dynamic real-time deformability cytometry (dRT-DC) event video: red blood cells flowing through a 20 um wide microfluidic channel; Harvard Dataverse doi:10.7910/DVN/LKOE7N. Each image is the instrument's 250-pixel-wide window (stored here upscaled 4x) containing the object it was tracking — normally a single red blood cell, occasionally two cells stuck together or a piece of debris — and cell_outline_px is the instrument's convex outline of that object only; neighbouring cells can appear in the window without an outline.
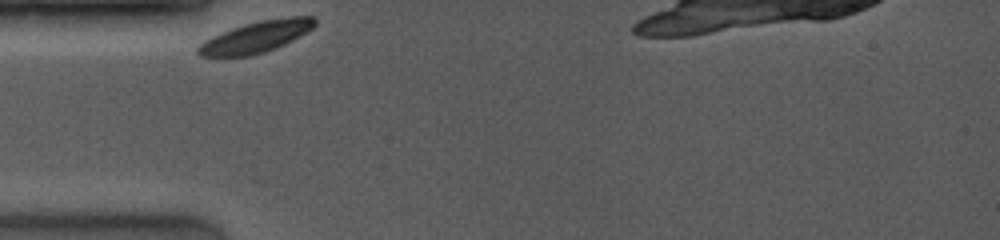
{"species": "common noctule bat (a hibernating species)", "species_latin": "Nyctalus noctula", "temperature_condition": "room temperature", "stored_images_in_passage": 4, "camera_frame_rate_fps": 4000, "um_per_image_px": 0.085, "animal": {"sex": "female", "body_mass_g": 19.0, "forearm_length_mm": 53.3}, "frame": {"image": 1, "passage_image": 1, "time_ms": 0.0, "image_size_px": [1000, 240], "cell_outline_px": [[316, 24], [312, 28], [300, 36], [276, 48], [264, 52], [248, 56], [200, 56], [196, 52], [196, 48], [204, 40], [212, 36], [232, 28], [244, 24], [260, 20], [288, 16], [312, 16], [316, 20]], "centroid_in_image_um": [21.77, 3.12], "position_along_channel_um": 63.2, "area_um2": 21.27}}